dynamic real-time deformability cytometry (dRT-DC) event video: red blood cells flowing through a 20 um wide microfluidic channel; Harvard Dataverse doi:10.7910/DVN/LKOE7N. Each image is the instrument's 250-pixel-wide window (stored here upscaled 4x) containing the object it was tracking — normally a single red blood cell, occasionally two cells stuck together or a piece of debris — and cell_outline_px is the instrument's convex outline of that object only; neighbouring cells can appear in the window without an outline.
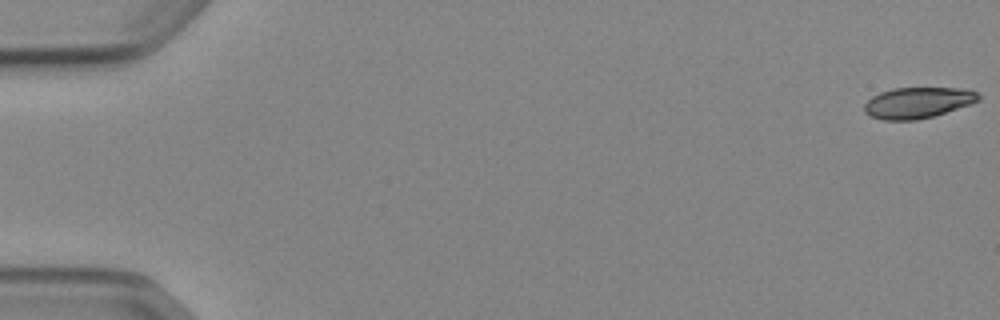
{"species": "Egyptian fruit bat (a non-hibernating species)", "species_latin": "Rousettus aegyptiacus", "temperature_condition": "cold", "stored_images_in_passage": 9, "camera_frame_rate_fps": 3000, "um_per_image_px": 0.085, "animal": {"sex": "female"}, "frame": {"image": 1, "passage_image": 1, "time_ms": 0.0, "image_size_px": [1000, 320], "cell_outline_px": [[980, 100], [972, 104], [932, 116], [916, 120], [884, 120], [872, 116], [864, 112], [864, 104], [872, 96], [880, 92], [892, 88], [964, 88], [976, 92], [980, 96]], "centroid_in_image_um": [78.01, 8.72], "position_along_channel_um": 7.0, "area_um2": 20.58}}